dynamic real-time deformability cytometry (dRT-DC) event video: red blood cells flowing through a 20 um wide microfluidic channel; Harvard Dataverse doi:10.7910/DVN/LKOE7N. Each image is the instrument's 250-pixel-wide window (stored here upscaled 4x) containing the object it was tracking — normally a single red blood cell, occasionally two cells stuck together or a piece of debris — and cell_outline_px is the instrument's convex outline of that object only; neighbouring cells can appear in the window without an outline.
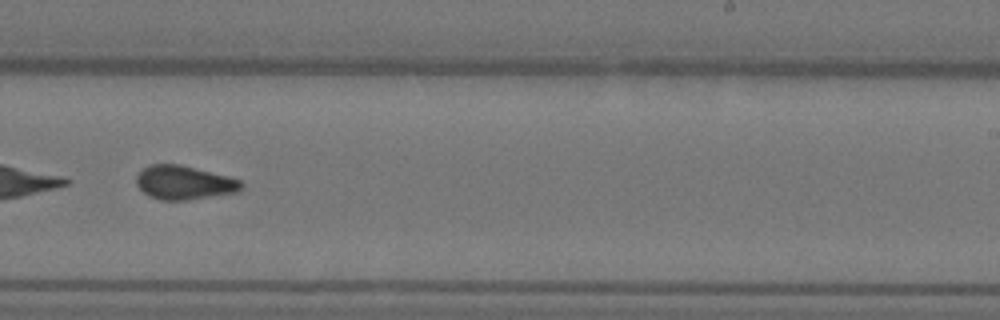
{"species": "Egyptian fruit bat (a non-hibernating species)", "species_latin": "Rousettus aegyptiacus", "temperature_condition": "warm", "stored_images_in_passage": 38, "camera_frame_rate_fps": 3000, "um_per_image_px": 0.085, "animal": {"sex": "female"}, "frame": {"image": 1, "passage_image": 17, "time_ms": 5.333, "image_size_px": [1000, 320], "cell_outline_px": [[244, 188], [236, 192], [184, 200], [160, 200], [148, 196], [136, 184], [136, 176], [144, 168], [152, 164], [180, 164], [228, 176], [240, 180], [244, 184]], "centroid_in_image_um": [15.65, 15.52], "position_along_channel_um": 273.4, "area_um2": 20.58}}
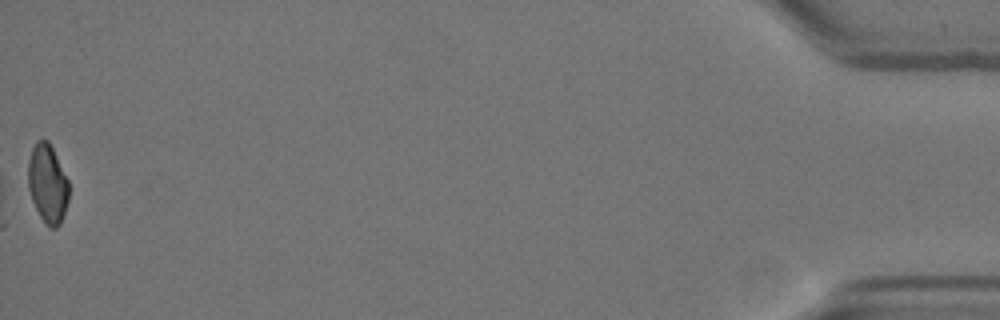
{"frame": {"image": 2, "passage_image": 38, "time_ms": 12.333, "image_size_px": [1000, 320], "cell_outline_px": [[68, 200], [60, 224], [56, 228], [48, 228], [40, 216], [32, 200], [28, 188], [28, 160], [32, 148], [36, 140], [48, 140], [68, 180]], "centroid_in_image_um": [4.03, 15.62], "position_along_channel_um": 431.2, "area_um2": 18.55}}